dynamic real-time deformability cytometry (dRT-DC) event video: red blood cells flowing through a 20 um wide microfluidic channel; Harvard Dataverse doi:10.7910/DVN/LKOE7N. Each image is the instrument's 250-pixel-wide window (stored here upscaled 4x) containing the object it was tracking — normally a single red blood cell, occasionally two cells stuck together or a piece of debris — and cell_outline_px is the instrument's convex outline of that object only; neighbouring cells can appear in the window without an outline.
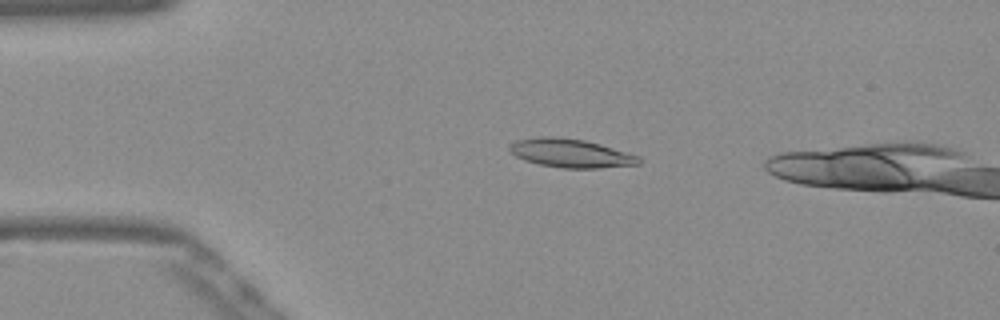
{"species": "Egyptian fruit bat (a non-hibernating species)", "species_latin": "Rousettus aegyptiacus", "temperature_condition": "warm", "stored_images_in_passage": 16, "camera_frame_rate_fps": 3000, "um_per_image_px": 0.085, "frame": {"image": 1, "passage_image": 12, "time_ms": 3.667, "image_size_px": [1000, 320], "cell_outline_px": [[640, 164], [596, 168], [560, 168], [540, 164], [524, 160], [516, 156], [508, 148], [516, 140], [540, 136], [556, 136], [584, 140], [600, 144], [640, 156]], "centroid_in_image_um": [48.51, 13.02], "position_along_channel_um": 36.5, "area_um2": 21.44}}